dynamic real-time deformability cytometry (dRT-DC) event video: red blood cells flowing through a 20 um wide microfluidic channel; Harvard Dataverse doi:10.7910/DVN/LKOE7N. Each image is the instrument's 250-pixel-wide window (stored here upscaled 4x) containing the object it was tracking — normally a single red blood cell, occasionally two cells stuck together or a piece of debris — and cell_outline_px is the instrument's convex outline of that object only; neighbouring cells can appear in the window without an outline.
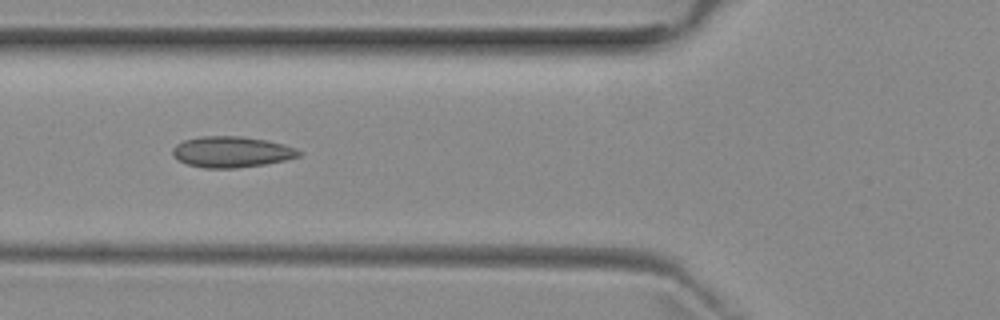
{"species": "common noctule bat (a hibernating species)", "species_latin": "Nyctalus noctula", "temperature_condition": "room temperature", "stored_images_in_passage": 7, "camera_frame_rate_fps": 3000, "um_per_image_px": 0.085, "animal": {"sex": "female", "body_mass_g": 29.2, "forearm_length_mm": 56.3}, "frame": {"image": 1, "passage_image": 5, "time_ms": 5.333, "image_size_px": [1000, 320], "cell_outline_px": [[304, 152], [300, 156], [284, 160], [264, 164], [236, 168], [204, 168], [188, 164], [172, 156], [172, 148], [176, 144], [184, 140], [200, 136], [240, 136], [264, 140], [284, 144], [296, 148]], "centroid_in_image_um": [19.68, 12.91], "position_along_channel_um": 106.1, "area_um2": 22.77}}
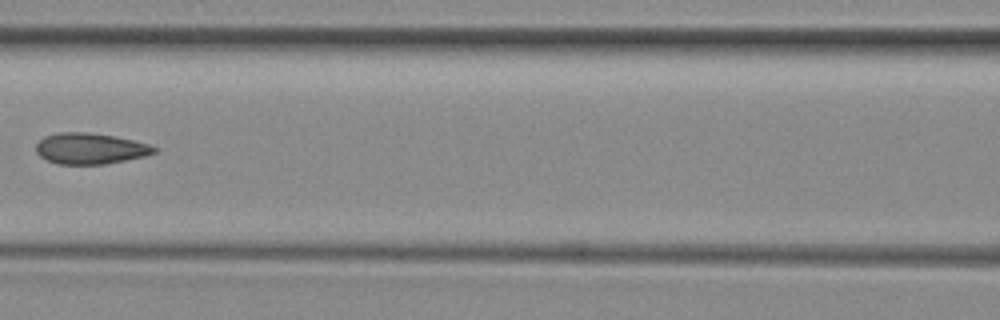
{"frame": {"image": 2, "passage_image": 6, "time_ms": 6.667, "image_size_px": [1000, 320], "cell_outline_px": [[156, 152], [144, 156], [104, 164], [56, 164], [40, 156], [36, 152], [36, 144], [44, 136], [56, 132], [88, 132], [112, 136], [132, 140], [148, 144], [156, 148]], "centroid_in_image_um": [7.61, 12.62], "position_along_channel_um": 159.0, "area_um2": 21.15}}
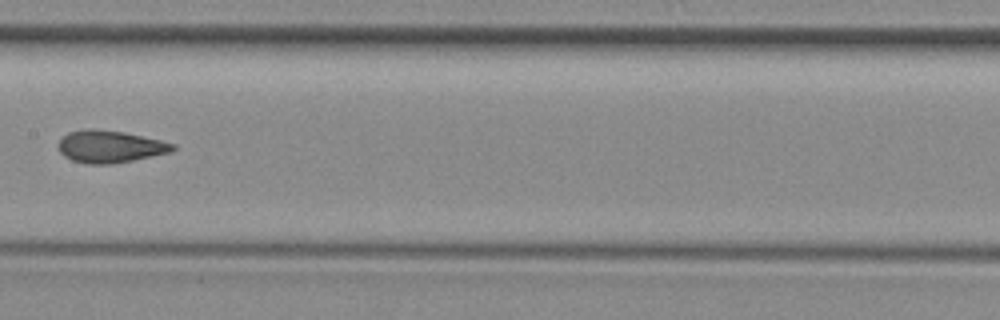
{"frame": {"image": 3, "passage_image": 7, "time_ms": 7.667, "image_size_px": [1000, 320], "cell_outline_px": [[176, 148], [172, 152], [112, 164], [88, 164], [72, 160], [64, 156], [60, 152], [60, 140], [68, 132], [88, 128], [92, 128], [124, 132], [160, 140], [176, 144]], "centroid_in_image_um": [9.37, 12.46], "position_along_channel_um": 198.0, "area_um2": 21.39}}